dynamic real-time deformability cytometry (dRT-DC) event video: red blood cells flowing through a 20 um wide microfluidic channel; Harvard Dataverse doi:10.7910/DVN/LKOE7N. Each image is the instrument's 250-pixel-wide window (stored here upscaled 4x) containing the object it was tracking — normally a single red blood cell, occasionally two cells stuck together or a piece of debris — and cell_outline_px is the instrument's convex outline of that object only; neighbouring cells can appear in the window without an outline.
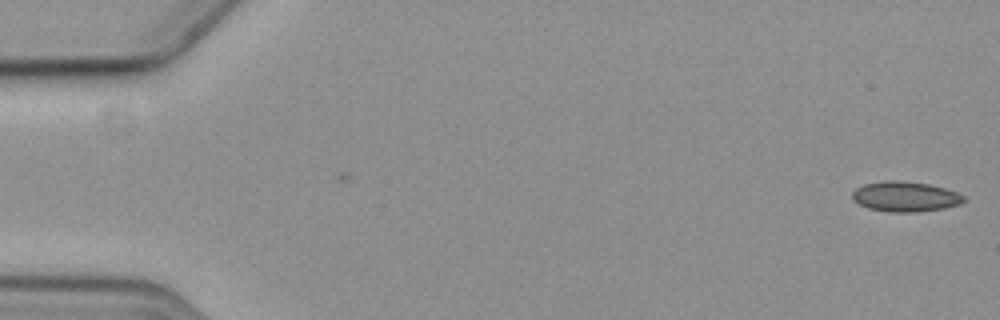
{"species": "common noctule bat (a hibernating species)", "species_latin": "Nyctalus noctula", "temperature_condition": "cold", "stored_images_in_passage": 2, "camera_frame_rate_fps": 3000, "um_per_image_px": 0.085, "animal": {"sex": "female", "body_mass_g": 19.3, "forearm_length_mm": 54.1}, "frame": {"image": 1, "passage_image": 2, "time_ms": 1.333, "image_size_px": [1000, 320], "cell_outline_px": [[964, 200], [960, 204], [944, 208], [912, 212], [888, 212], [868, 208], [852, 200], [852, 192], [856, 188], [864, 184], [888, 180], [900, 180], [928, 184], [944, 188], [956, 192], [964, 196]], "centroid_in_image_um": [76.91, 16.71], "position_along_channel_um": 8.1, "area_um2": 19.48}}